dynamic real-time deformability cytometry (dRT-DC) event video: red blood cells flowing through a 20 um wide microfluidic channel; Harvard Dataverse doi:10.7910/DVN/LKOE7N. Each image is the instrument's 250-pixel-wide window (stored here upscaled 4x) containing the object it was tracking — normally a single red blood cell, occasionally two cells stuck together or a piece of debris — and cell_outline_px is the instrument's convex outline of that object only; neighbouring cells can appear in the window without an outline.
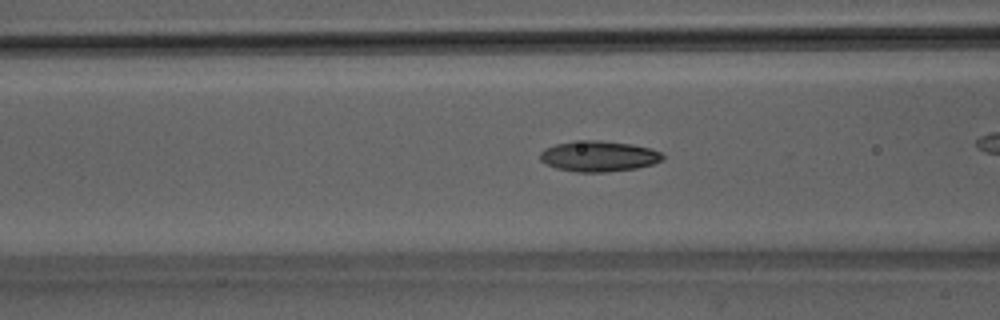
{"species": "Egyptian fruit bat (a non-hibernating species)", "species_latin": "Rousettus aegyptiacus", "temperature_condition": "room temperature", "stored_images_in_passage": 30, "camera_frame_rate_fps": 3000, "um_per_image_px": 0.085, "animal": {"sex": "male"}, "frame": {"image": 1, "passage_image": 9, "time_ms": 2.667, "image_size_px": [1000, 320], "cell_outline_px": [[664, 160], [652, 164], [636, 168], [604, 172], [576, 172], [556, 168], [540, 160], [540, 152], [544, 148], [556, 144], [588, 140], [600, 140], [632, 144], [652, 148], [660, 152], [664, 156]], "centroid_in_image_um": [50.91, 13.28], "position_along_channel_um": 115.7, "area_um2": 21.85}, "authors_computed_cell_mechanics": {"area_um2": 21.0392, "velocity_mm_per_s": 4.0832, "shape_relaxation_time_tau1_ms": 4.2746, "shape_relaxation_time_tau2_ms": 5.0478, "deformation_change_tau1": 0.1594, "deformation_change_tau2": 0.084}}